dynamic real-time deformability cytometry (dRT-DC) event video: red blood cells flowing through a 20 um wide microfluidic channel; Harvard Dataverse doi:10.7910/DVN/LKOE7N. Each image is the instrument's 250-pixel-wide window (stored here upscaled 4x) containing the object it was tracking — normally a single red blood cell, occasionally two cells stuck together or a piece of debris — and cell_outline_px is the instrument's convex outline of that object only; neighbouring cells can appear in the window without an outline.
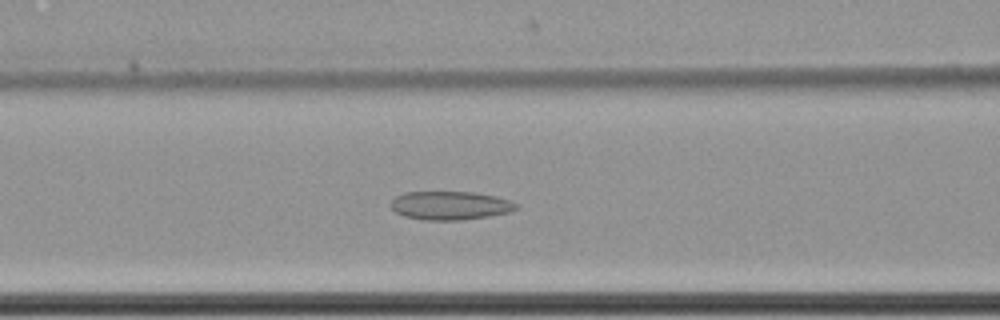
{"species": "common noctule bat (a hibernating species)", "species_latin": "Nyctalus noctula", "temperature_condition": "cold", "stored_images_in_passage": 62, "camera_frame_rate_fps": 3000, "um_per_image_px": 0.085, "animal": {"sex": "female", "body_mass_g": 22.7, "forearm_length_mm": 54.2}, "frame": {"image": 1, "passage_image": 28, "time_ms": 9.0, "image_size_px": [1000, 320], "cell_outline_px": [[520, 208], [508, 212], [488, 216], [460, 220], [424, 220], [404, 216], [396, 212], [392, 208], [392, 200], [396, 196], [404, 192], [472, 192], [496, 196], [520, 204]], "centroid_in_image_um": [38.29, 17.46], "position_along_channel_um": 128.3, "area_um2": 20.81}}
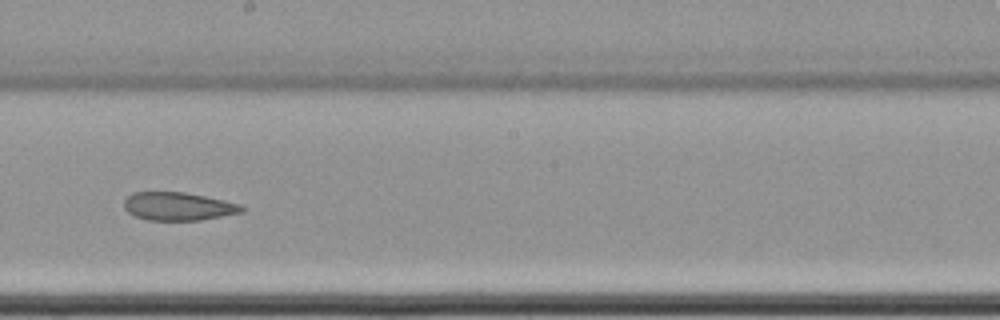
{"frame": {"image": 2, "passage_image": 37, "time_ms": 12.0, "image_size_px": [1000, 320], "cell_outline_px": [[244, 212], [200, 220], [148, 220], [136, 216], [128, 212], [124, 208], [124, 200], [132, 192], [184, 192], [224, 200], [240, 204], [244, 208]], "centroid_in_image_um": [15.14, 17.54], "position_along_channel_um": 233.1, "area_um2": 19.25}}
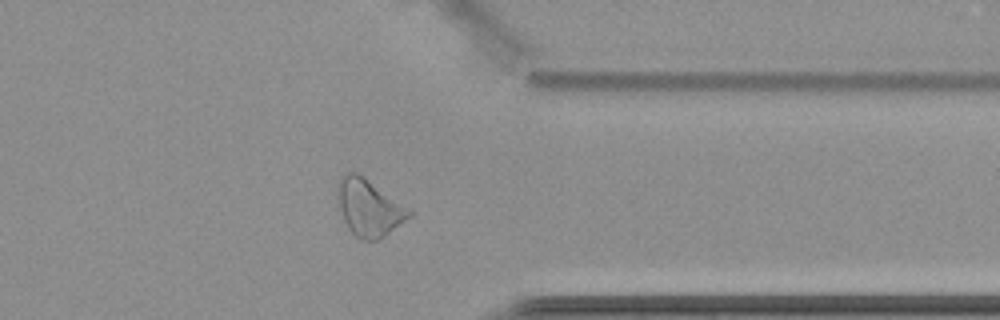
{"frame": {"image": 3, "passage_image": 50, "time_ms": 16.333, "image_size_px": [1000, 320], "cell_outline_px": [[412, 216], [380, 240], [360, 240], [348, 228], [344, 220], [340, 208], [336, 192], [340, 180], [344, 172], [356, 172], [412, 212]], "centroid_in_image_um": [31.34, 17.7], "position_along_channel_um": 380.1, "area_um2": 23.06}, "authors_computed_cell_mechanics": {"area_um2": 24.9696, "velocity_mm_per_s": 3.4962, "shape_relaxation_time_tau1_ms": null, "shape_relaxation_time_tau2_ms": 6.569, "deformation_change_tau1": null, "deformation_change_tau2": 0.1436}}